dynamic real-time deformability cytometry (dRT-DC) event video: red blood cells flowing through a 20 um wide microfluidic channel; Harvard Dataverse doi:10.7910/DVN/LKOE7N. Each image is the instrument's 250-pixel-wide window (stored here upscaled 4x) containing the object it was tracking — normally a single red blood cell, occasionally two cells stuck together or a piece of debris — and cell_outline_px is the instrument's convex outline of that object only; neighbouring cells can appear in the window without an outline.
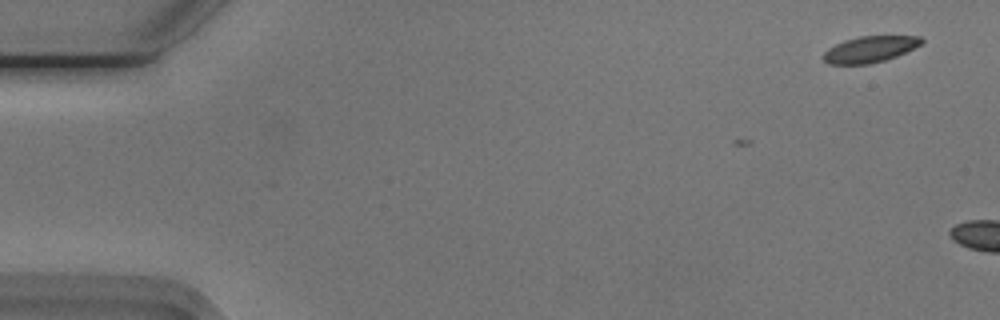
{"species": "Egyptian fruit bat (a non-hibernating species)", "species_latin": "Rousettus aegyptiacus", "temperature_condition": "cold", "stored_images_in_passage": 5, "camera_frame_rate_fps": 3000, "um_per_image_px": 0.085, "animal": {"sex": "male"}, "frame": {"image": 1, "passage_image": 1, "time_ms": 0.0, "image_size_px": [1000, 320], "cell_outline_px": [[924, 40], [920, 44], [896, 56], [884, 60], [868, 64], [828, 64], [820, 56], [828, 48], [844, 40], [860, 36], [920, 36]], "centroid_in_image_um": [73.88, 4.19], "position_along_channel_um": 11.1, "area_um2": 14.85}}